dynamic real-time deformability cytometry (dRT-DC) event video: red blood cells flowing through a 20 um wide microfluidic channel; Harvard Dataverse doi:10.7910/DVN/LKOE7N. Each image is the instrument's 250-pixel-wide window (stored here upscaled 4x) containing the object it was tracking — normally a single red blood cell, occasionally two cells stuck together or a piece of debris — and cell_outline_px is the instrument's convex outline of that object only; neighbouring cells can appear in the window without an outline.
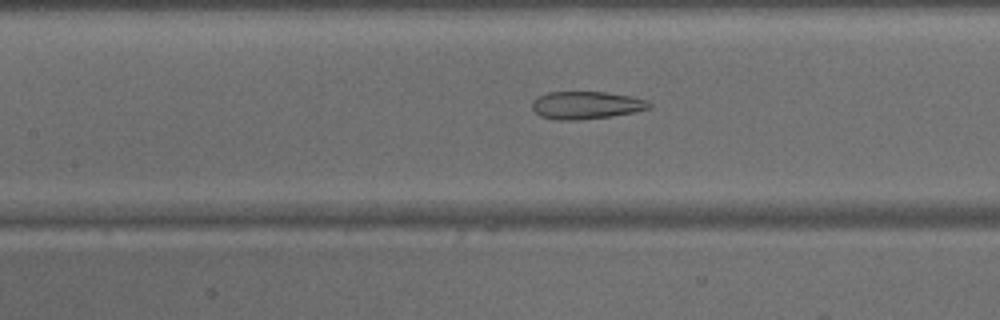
{"species": "common noctule bat (a hibernating species)", "species_latin": "Nyctalus noctula", "temperature_condition": "warm", "stored_images_in_passage": 47, "camera_frame_rate_fps": 3000, "um_per_image_px": 0.085, "animal": {"sex": "male", "body_mass_g": 15.6}, "frame": {"image": 1, "passage_image": 21, "time_ms": 6.667, "image_size_px": [1000, 320], "cell_outline_px": [[652, 108], [636, 112], [608, 116], [576, 120], [556, 120], [540, 116], [532, 108], [532, 100], [548, 92], [604, 92], [628, 96], [648, 100], [652, 104]], "centroid_in_image_um": [49.84, 8.94], "position_along_channel_um": 157.6, "area_um2": 18.79}}
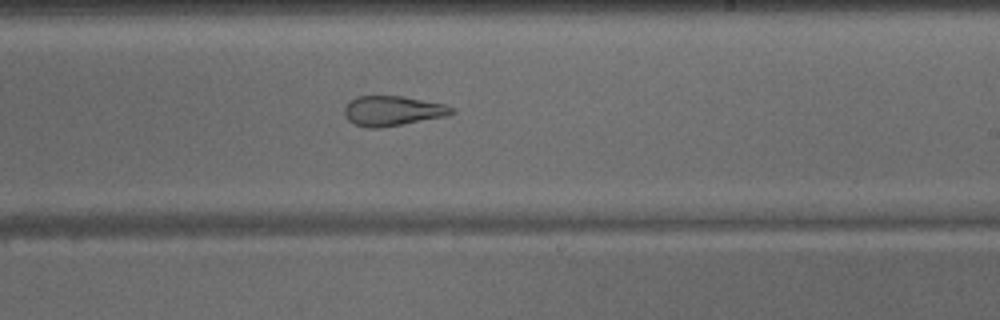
{"frame": {"image": 2, "passage_image": 28, "time_ms": 9.0, "image_size_px": [1000, 320], "cell_outline_px": [[456, 112], [444, 116], [380, 128], [368, 128], [356, 124], [348, 120], [344, 116], [344, 108], [348, 100], [356, 96], [404, 96], [444, 104], [452, 108]], "centroid_in_image_um": [33.31, 9.41], "position_along_channel_um": 255.7, "area_um2": 18.61}}
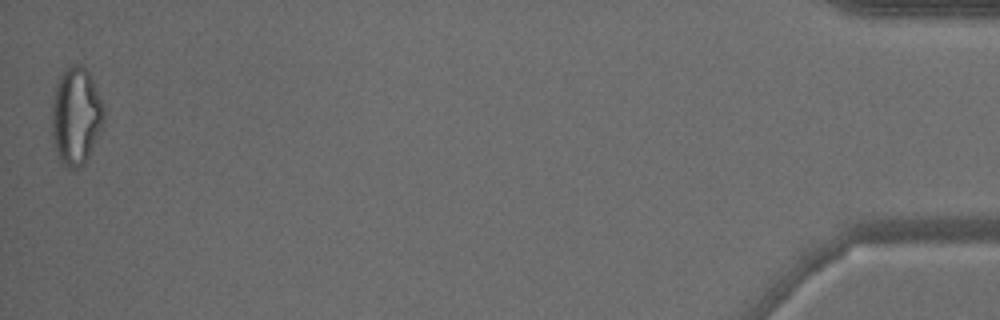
{"frame": {"image": 3, "passage_image": 47, "time_ms": 15.333, "image_size_px": [1000, 320], "cell_outline_px": [[104, 120], [88, 156], [84, 164], [80, 168], [68, 168], [60, 164], [56, 152], [52, 136], [52, 100], [56, 84], [60, 72], [72, 64], [80, 64], [92, 76], [104, 104]], "centroid_in_image_um": [6.44, 9.84], "position_along_channel_um": 428.8, "area_um2": 29.88}}